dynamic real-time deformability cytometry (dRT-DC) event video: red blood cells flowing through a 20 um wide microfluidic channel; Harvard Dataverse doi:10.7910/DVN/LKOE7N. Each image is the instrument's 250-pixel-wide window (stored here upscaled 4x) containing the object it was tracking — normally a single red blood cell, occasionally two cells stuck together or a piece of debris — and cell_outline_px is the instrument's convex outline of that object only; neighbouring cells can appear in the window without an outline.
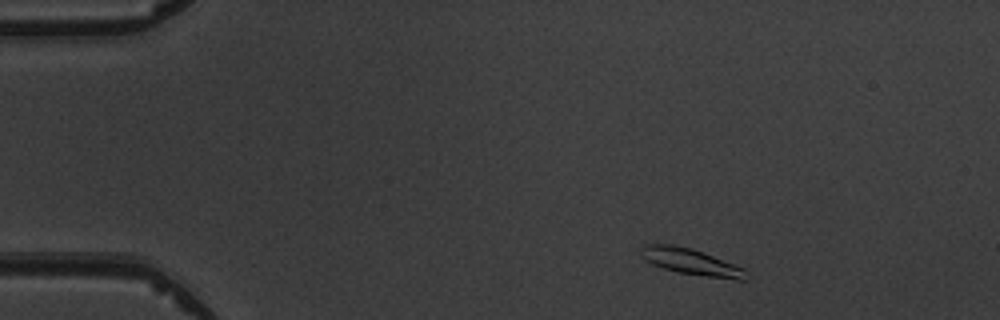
{"species": "common noctule bat (a hibernating species)", "species_latin": "Nyctalus noctula", "temperature_condition": "warm", "stored_images_in_passage": 4, "camera_frame_rate_fps": 3000, "um_per_image_px": 0.085, "animal": {"sex": "male", "body_mass_g": 19.5, "forearm_length_mm": 54.6}, "frame": {"image": 1, "passage_image": 2, "time_ms": 1.0, "image_size_px": [1000, 320], "cell_outline_px": [[744, 280], [736, 280], [704, 276], [680, 272], [664, 268], [652, 264], [644, 260], [640, 256], [640, 248], [644, 244], [672, 244], [692, 248], [744, 268]], "centroid_in_image_um": [58.66, 22.23], "position_along_channel_um": 26.3, "area_um2": 15.9}}